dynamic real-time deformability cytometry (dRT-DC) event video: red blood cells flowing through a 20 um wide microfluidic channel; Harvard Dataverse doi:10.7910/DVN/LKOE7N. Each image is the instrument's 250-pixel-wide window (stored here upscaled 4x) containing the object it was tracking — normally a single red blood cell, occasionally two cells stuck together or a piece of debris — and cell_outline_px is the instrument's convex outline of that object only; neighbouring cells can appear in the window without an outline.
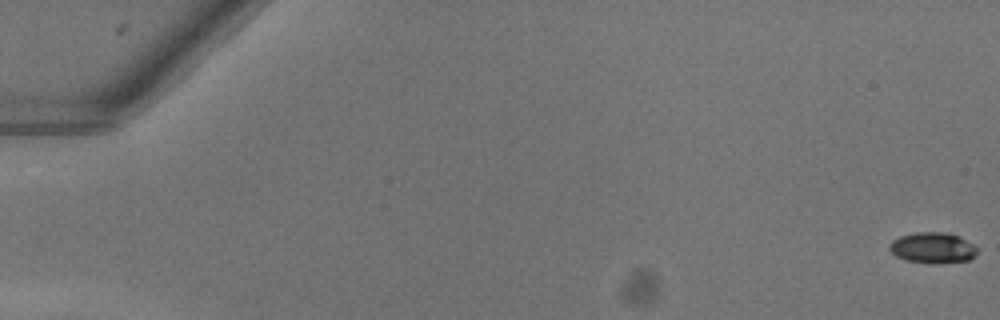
{"species": "common noctule bat (a hibernating species)", "species_latin": "Nyctalus noctula", "temperature_condition": "warm", "stored_images_in_passage": 19, "camera_frame_rate_fps": 3000, "um_per_image_px": 0.085, "animal": {"sex": "female"}, "frame": {"image": 1, "passage_image": 1, "time_ms": 0.0, "image_size_px": [1000, 320], "cell_outline_px": [[976, 252], [968, 260], [904, 260], [896, 256], [888, 248], [888, 244], [892, 240], [900, 236], [916, 232], [944, 232], [960, 236], [972, 244], [976, 248]], "centroid_in_image_um": [79.21, 20.99], "position_along_channel_um": 5.8, "area_um2": 14.8}}
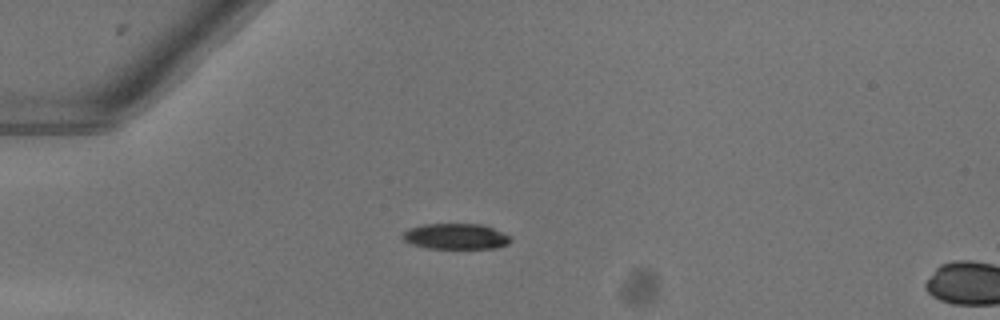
{"frame": {"image": 2, "passage_image": 16, "time_ms": 5.0, "image_size_px": [1000, 320], "cell_outline_px": [[512, 240], [508, 244], [496, 248], [428, 248], [412, 244], [404, 240], [404, 232], [408, 228], [424, 224], [484, 224], [512, 236]], "centroid_in_image_um": [38.8, 20.09], "position_along_channel_um": 46.2, "area_um2": 16.18}}